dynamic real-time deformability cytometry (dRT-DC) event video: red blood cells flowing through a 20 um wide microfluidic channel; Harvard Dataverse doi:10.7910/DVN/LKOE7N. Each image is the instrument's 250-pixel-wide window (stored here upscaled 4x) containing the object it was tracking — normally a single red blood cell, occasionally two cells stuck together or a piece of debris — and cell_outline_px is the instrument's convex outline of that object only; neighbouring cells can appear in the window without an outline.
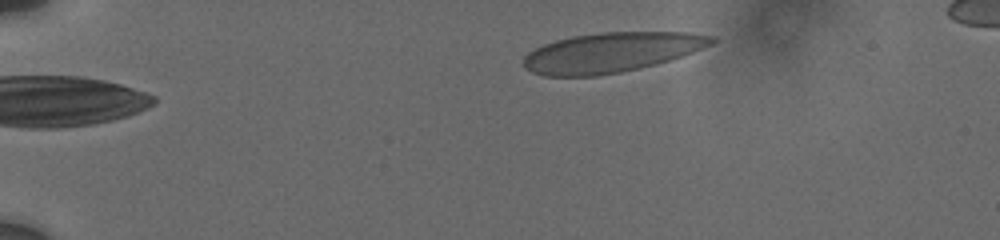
{"species": "human", "species_latin": "Homo sapiens", "temperature_condition": "cold", "stored_images_in_passage": 50, "camera_frame_rate_fps": 3000, "um_per_image_px": 0.085, "donor": {"sex": "male"}, "frame": {"image": 1, "passage_image": 1, "time_ms": 0.0, "image_size_px": [1000, 240], "cell_outline_px": [[720, 40], [712, 44], [692, 52], [656, 64], [640, 68], [620, 72], [596, 76], [544, 76], [532, 72], [524, 68], [524, 56], [528, 52], [544, 44], [556, 40], [572, 36], [600, 32], [688, 32], [716, 36]], "centroid_in_image_um": [51.97, 4.45], "position_along_channel_um": 33.0, "area_um2": 43.7}}
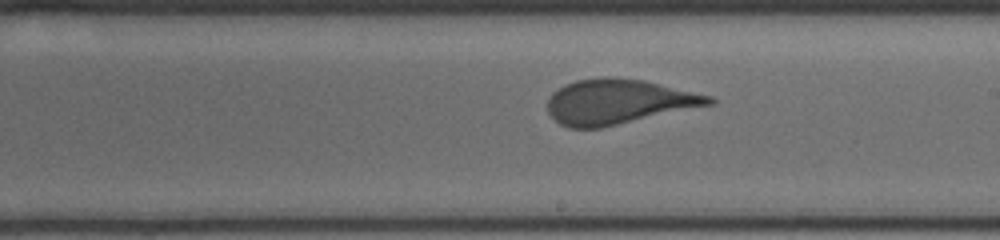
{"frame": {"image": 2, "passage_image": 18, "time_ms": 7.667, "image_size_px": [1000, 240], "cell_outline_px": [[716, 100], [712, 104], [600, 128], [568, 128], [560, 124], [548, 112], [548, 100], [552, 92], [564, 84], [576, 80], [604, 76], [608, 76], [644, 80], [712, 96]], "centroid_in_image_um": [52.53, 8.63], "position_along_channel_um": 236.5, "area_um2": 42.08}}
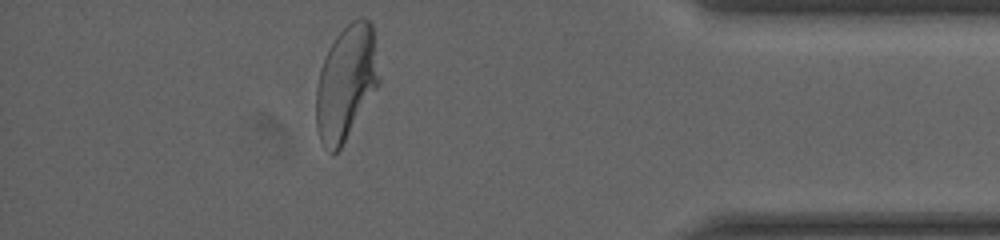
{"frame": {"image": 3, "passage_image": 42, "time_ms": 13.0, "image_size_px": [1000, 240], "cell_outline_px": [[380, 84], [340, 148], [332, 156], [324, 148], [320, 140], [316, 128], [316, 88], [320, 68], [336, 36], [352, 20], [360, 16], [364, 16], [372, 24], [380, 76]], "centroid_in_image_um": [29.42, 7.05], "position_along_channel_um": 405.8, "area_um2": 42.08}}